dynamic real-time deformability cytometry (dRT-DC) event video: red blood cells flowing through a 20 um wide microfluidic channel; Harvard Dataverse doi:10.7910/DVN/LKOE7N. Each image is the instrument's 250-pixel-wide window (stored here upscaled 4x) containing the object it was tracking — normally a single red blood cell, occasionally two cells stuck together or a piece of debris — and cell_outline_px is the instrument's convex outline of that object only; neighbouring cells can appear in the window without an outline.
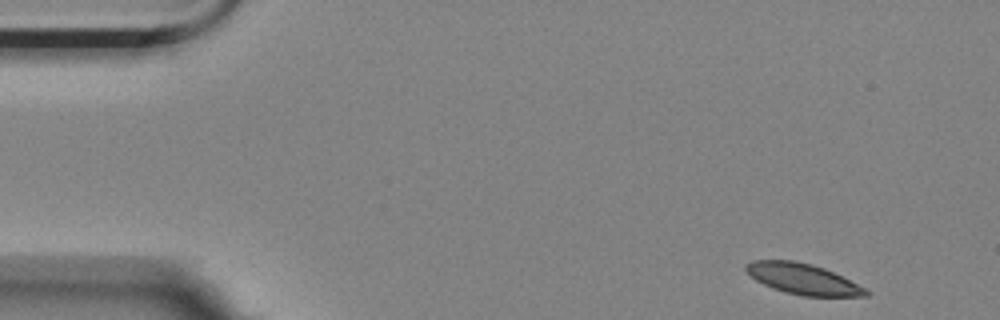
{"species": "Egyptian fruit bat (a non-hibernating species)", "species_latin": "Rousettus aegyptiacus", "temperature_condition": "room temperature", "stored_images_in_passage": 5, "segment_of_instrument_passage": [1, 2], "camera_frame_rate_fps": 3000, "um_per_image_px": 0.085, "animal": {"sex": "female"}, "frame": {"image": 1, "passage_image": 1, "time_ms": 0.0, "image_size_px": [1000, 320], "cell_outline_px": [[872, 292], [868, 296], [804, 296], [784, 292], [772, 288], [756, 280], [744, 268], [744, 264], [752, 260], [792, 260], [812, 264], [824, 268], [868, 288]], "centroid_in_image_um": [68.28, 23.71], "position_along_channel_um": 16.7, "area_um2": 21.62}}
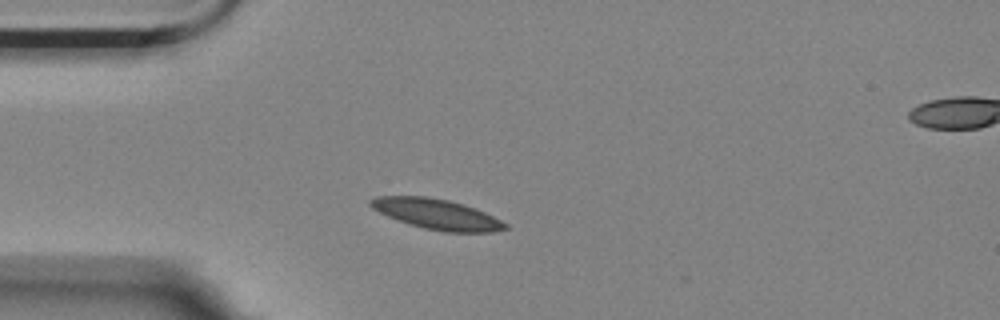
{"frame": {"image": 2, "passage_image": 4, "time_ms": 1.0, "image_size_px": [1000, 320], "cell_outline_px": [[508, 228], [492, 232], [444, 232], [424, 228], [408, 224], [388, 216], [372, 208], [368, 204], [368, 200], [376, 196], [424, 196], [448, 200], [484, 212], [508, 224]], "centroid_in_image_um": [37.09, 18.21], "position_along_channel_um": 47.9, "area_um2": 23.52}}